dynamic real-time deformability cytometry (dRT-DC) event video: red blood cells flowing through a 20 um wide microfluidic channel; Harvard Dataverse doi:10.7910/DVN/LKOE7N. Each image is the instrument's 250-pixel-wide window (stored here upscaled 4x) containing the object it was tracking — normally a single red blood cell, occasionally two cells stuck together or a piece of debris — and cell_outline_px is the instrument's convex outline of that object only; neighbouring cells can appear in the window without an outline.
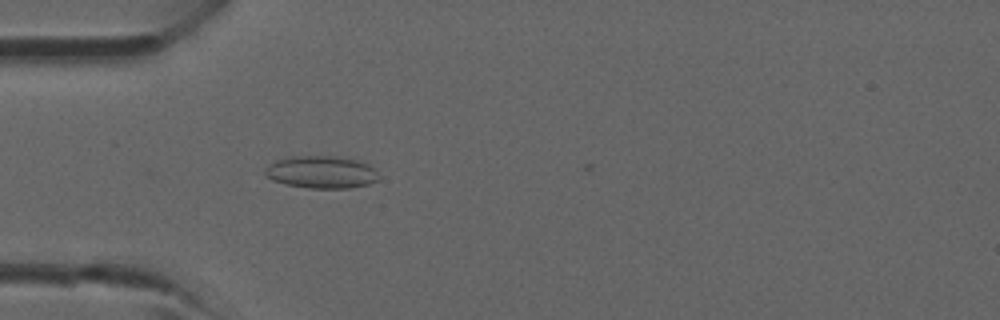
{"species": "common noctule bat (a hibernating species)", "species_latin": "Nyctalus noctula", "temperature_condition": "room temperature", "stored_images_in_passage": 4, "camera_frame_rate_fps": 3000, "um_per_image_px": 0.085, "animal": {"sex": "male", "forearm_length_mm": 52.5}, "frame": {"image": 1, "passage_image": 4, "time_ms": 4.333, "image_size_px": [1000, 320], "cell_outline_px": [[380, 180], [368, 184], [352, 188], [308, 188], [288, 184], [272, 180], [264, 172], [264, 168], [276, 160], [288, 156], [336, 156], [356, 160], [368, 164], [380, 176]], "centroid_in_image_um": [27.33, 14.63], "position_along_channel_um": 57.7, "area_um2": 21.5}}